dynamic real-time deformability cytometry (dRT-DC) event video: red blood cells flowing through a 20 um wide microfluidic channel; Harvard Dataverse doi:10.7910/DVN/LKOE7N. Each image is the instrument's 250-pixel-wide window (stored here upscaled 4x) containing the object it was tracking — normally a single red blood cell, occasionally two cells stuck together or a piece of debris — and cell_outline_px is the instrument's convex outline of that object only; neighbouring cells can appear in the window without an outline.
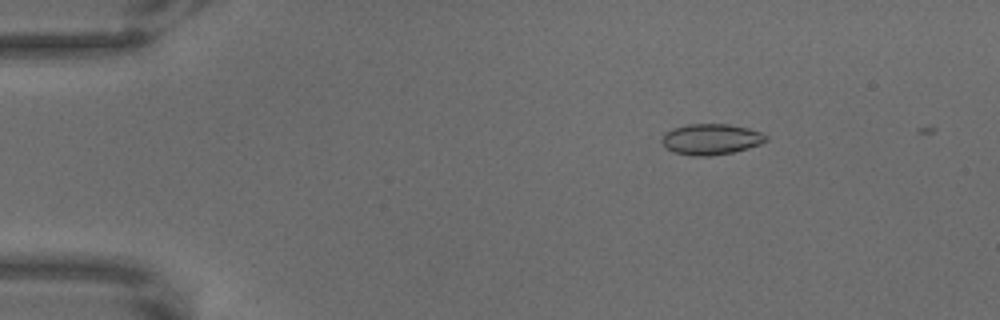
{"species": "common noctule bat (a hibernating species)", "species_latin": "Nyctalus noctula", "temperature_condition": "warm", "stored_images_in_passage": 6, "camera_frame_rate_fps": 3000, "um_per_image_px": 0.085, "animal": {"sex": "male", "body_mass_g": 18.8}, "frame": {"image": 1, "passage_image": 3, "time_ms": 0.667, "image_size_px": [1000, 320], "cell_outline_px": [[768, 140], [760, 144], [748, 148], [732, 152], [712, 156], [692, 156], [672, 152], [660, 140], [672, 128], [688, 124], [728, 124], [748, 128], [760, 132], [768, 136]], "centroid_in_image_um": [60.45, 11.84], "position_along_channel_um": 24.5, "area_um2": 18.67}}